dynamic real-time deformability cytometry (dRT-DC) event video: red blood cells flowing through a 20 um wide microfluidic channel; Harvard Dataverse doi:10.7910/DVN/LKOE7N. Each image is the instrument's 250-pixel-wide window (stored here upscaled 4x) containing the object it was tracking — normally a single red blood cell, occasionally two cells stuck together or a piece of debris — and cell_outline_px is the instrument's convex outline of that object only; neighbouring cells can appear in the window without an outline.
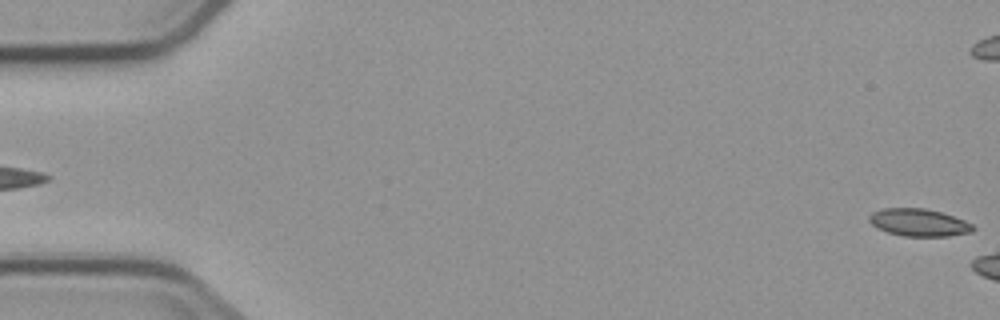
{"species": "common noctule bat (a hibernating species)", "species_latin": "Nyctalus noctula", "temperature_condition": "cold", "stored_images_in_passage": 6, "camera_frame_rate_fps": 3000, "um_per_image_px": 0.085, "animal": {"sex": "male", "body_mass_g": 23.1, "forearm_length_mm": 52.7}, "frame": {"image": 1, "passage_image": 6, "time_ms": 6.0, "image_size_px": [1000, 320], "cell_outline_px": [[976, 228], [972, 232], [948, 236], [904, 236], [888, 232], [876, 228], [868, 220], [868, 216], [872, 212], [884, 208], [924, 208], [940, 212], [964, 220], [972, 224]], "centroid_in_image_um": [78.09, 18.91], "position_along_channel_um": 6.9, "area_um2": 16.59}}